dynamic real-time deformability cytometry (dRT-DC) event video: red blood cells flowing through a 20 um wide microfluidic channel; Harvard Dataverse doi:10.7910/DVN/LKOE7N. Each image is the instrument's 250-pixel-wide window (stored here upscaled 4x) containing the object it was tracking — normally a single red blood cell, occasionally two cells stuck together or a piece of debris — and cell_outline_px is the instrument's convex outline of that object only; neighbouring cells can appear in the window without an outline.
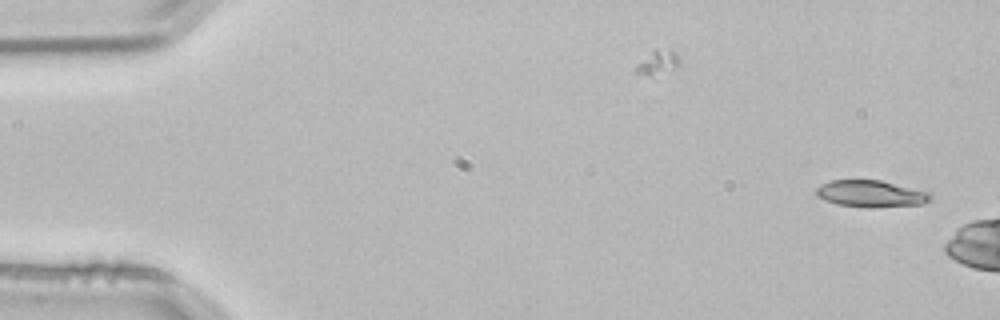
{"species": "common noctule bat (a hibernating species)", "species_latin": "Nyctalus noctula", "temperature_condition": "room temperature", "stored_images_in_passage": 2, "camera_frame_rate_fps": 3000, "um_per_image_px": 0.085, "animal": {"sex": "male", "body_mass_g": 21.5, "forearm_length_mm": 52.0}, "frame": {"image": 1, "passage_image": 2, "time_ms": 0.333, "image_size_px": [1000, 320], "cell_outline_px": [[932, 196], [928, 200], [920, 204], [872, 208], [868, 208], [836, 204], [824, 200], [816, 196], [816, 188], [820, 184], [832, 180], [880, 180], [928, 192]], "centroid_in_image_um": [73.95, 16.47], "position_along_channel_um": 11.0, "area_um2": 17.74}}